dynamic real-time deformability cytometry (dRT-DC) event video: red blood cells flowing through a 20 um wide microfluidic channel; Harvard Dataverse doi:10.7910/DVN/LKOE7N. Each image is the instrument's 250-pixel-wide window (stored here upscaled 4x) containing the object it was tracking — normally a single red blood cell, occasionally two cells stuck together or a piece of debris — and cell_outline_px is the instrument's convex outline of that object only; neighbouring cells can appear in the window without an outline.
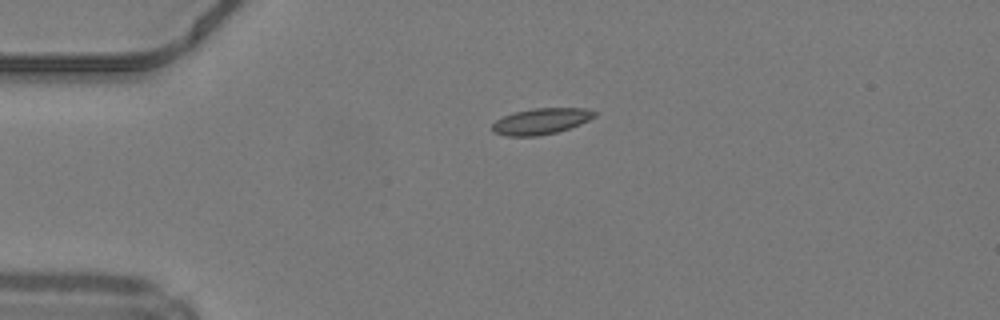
{"species": "common noctule bat (a hibernating species)", "species_latin": "Nyctalus noctula", "temperature_condition": "warm", "stored_images_in_passage": 38, "camera_frame_rate_fps": 3000, "um_per_image_px": 0.085, "animal": {"sex": "male", "body_mass_g": 19.2, "forearm_length_mm": 51.8}, "frame": {"image": 1, "passage_image": 1, "time_ms": 0.0, "image_size_px": [1000, 320], "cell_outline_px": [[596, 116], [580, 124], [556, 132], [536, 136], [508, 136], [492, 132], [492, 124], [496, 120], [504, 116], [516, 112], [532, 108], [584, 108], [596, 112]], "centroid_in_image_um": [45.97, 10.3], "position_along_channel_um": 39.0, "area_um2": 15.37}}
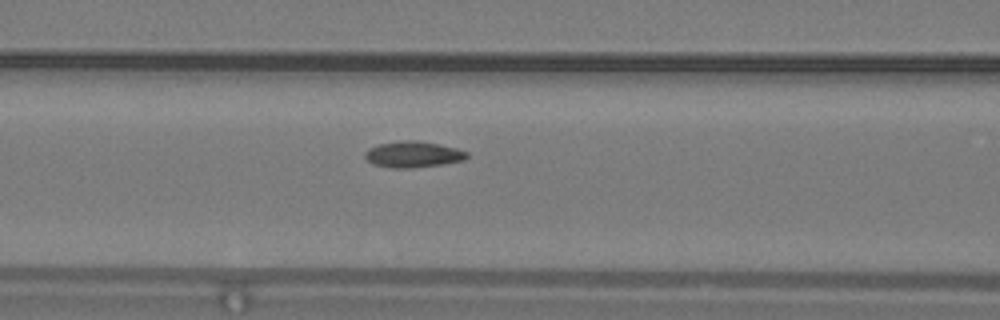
{"frame": {"image": 2, "passage_image": 10, "time_ms": 3.0, "image_size_px": [1000, 320], "cell_outline_px": [[468, 156], [464, 160], [444, 164], [412, 168], [392, 168], [372, 164], [364, 156], [364, 152], [368, 148], [376, 144], [400, 140], [416, 140], [456, 148], [468, 152]], "centroid_in_image_um": [35.07, 13.12], "position_along_channel_um": 131.5, "area_um2": 15.66}}
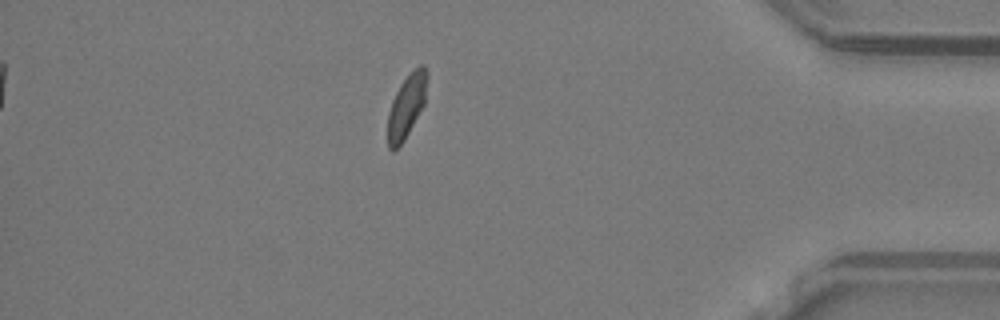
{"frame": {"image": 3, "passage_image": 32, "time_ms": 10.333, "image_size_px": [1000, 320], "cell_outline_px": [[428, 76], [424, 104], [404, 140], [392, 152], [388, 148], [388, 112], [392, 100], [400, 84], [420, 64], [424, 64], [428, 72]], "centroid_in_image_um": [34.56, 9.01], "position_along_channel_um": 400.6, "area_um2": 14.33}, "authors_computed_cell_mechanics": {"area_um2": 15.0569, "velocity_mm_per_s": 4.2179, "shape_relaxation_time_tau1_ms": 7.156, "shape_relaxation_time_tau2_ms": 1.6542, "deformation_change_tau1": 0.1315, "deformation_change_tau2": 0.0642}}